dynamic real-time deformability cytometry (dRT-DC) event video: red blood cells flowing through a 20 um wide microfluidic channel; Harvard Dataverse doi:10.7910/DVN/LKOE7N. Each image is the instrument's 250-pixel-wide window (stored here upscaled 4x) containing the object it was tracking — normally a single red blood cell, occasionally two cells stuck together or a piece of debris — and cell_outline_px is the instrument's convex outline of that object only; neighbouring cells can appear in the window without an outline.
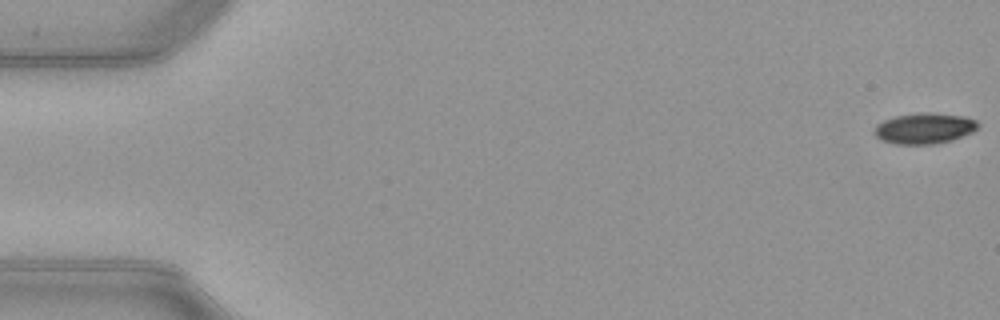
{"species": "common noctule bat (a hibernating species)", "species_latin": "Nyctalus noctula", "temperature_condition": "warm", "stored_images_in_passage": 52, "camera_frame_rate_fps": 3000, "um_per_image_px": 0.085, "animal": {"sex": "female", "body_mass_g": 21.9}, "frame": {"image": 1, "passage_image": 1, "time_ms": 0.0, "image_size_px": [1000, 320], "cell_outline_px": [[980, 124], [972, 132], [952, 140], [936, 144], [896, 144], [880, 140], [872, 132], [876, 124], [884, 120], [896, 116], [928, 112], [964, 116], [976, 120]], "centroid_in_image_um": [78.55, 10.92], "position_along_channel_um": 6.4, "area_um2": 18.61}}
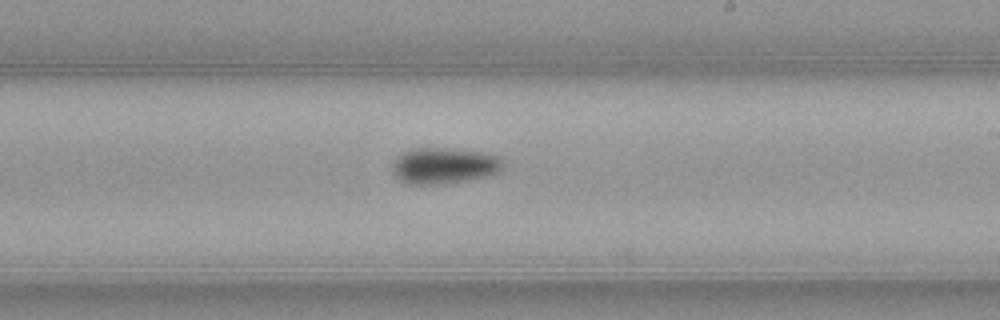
{"frame": {"image": 2, "passage_image": 31, "time_ms": 10.0, "image_size_px": [1000, 320], "cell_outline_px": [[504, 164], [496, 172], [484, 176], [464, 180], [436, 184], [408, 184], [400, 180], [392, 172], [392, 164], [396, 156], [412, 148], [448, 148], [488, 152], [500, 156], [504, 160]], "centroid_in_image_um": [37.73, 14.05], "position_along_channel_um": 251.3, "area_um2": 23.29}}
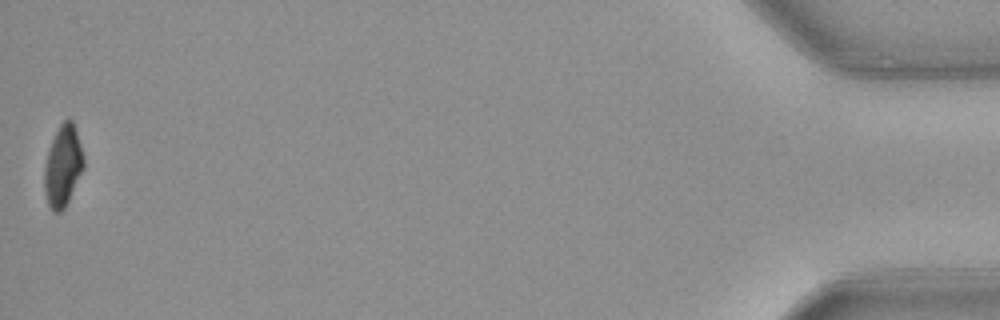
{"frame": {"image": 3, "passage_image": 52, "time_ms": 17.0, "image_size_px": [1000, 320], "cell_outline_px": [[84, 168], [64, 208], [60, 212], [52, 212], [48, 204], [44, 192], [44, 168], [48, 152], [52, 140], [60, 124], [68, 116], [72, 120], [84, 156]], "centroid_in_image_um": [5.34, 14.11], "position_along_channel_um": 429.9, "area_um2": 18.44}, "authors_computed_cell_mechanics": {"area_um2": 20.7502, "velocity_mm_per_s": 4.0002, "shape_relaxation_time_tau1_ms": 4.8796, "shape_relaxation_time_tau2_ms": null, "deformation_change_tau1": 0.1412, "deformation_change_tau2": null}}